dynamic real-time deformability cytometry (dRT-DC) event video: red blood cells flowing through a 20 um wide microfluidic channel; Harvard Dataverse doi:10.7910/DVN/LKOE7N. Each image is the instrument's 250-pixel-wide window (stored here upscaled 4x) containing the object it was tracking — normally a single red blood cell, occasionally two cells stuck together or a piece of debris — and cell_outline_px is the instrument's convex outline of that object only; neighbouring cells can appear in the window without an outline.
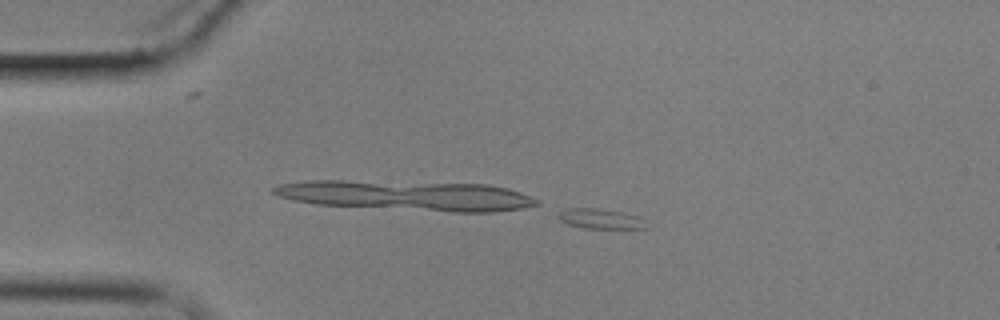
{"species": "common noctule bat (a hibernating species)", "species_latin": "Nyctalus noctula", "temperature_condition": "cold", "stored_images_in_passage": 15, "camera_frame_rate_fps": 3000, "um_per_image_px": 0.085, "animal": {"sex": "male", "body_mass_g": 17.9}, "frame": {"image": 1, "passage_image": 3, "time_ms": 3.333, "image_size_px": [1000, 320], "cell_outline_px": [[648, 228], [584, 228], [568, 224], [560, 220], [560, 212], [564, 208], [596, 208], [620, 212], [640, 216]], "centroid_in_image_um": [51.04, 18.59], "position_along_channel_um": 34.0, "area_um2": 10.06}}
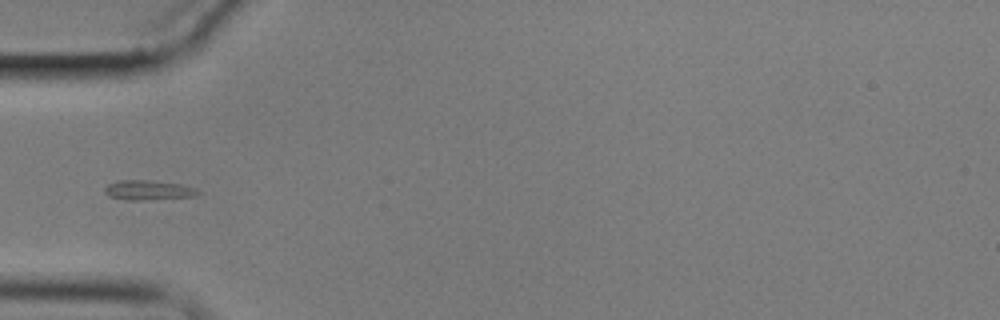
{"frame": {"image": 2, "passage_image": 5, "time_ms": 5.667, "image_size_px": [1000, 320], "cell_outline_px": [[200, 192], [196, 196], [144, 200], [128, 200], [108, 196], [104, 192], [104, 188], [108, 184], [120, 180], [148, 180], [180, 184], [196, 188]], "centroid_in_image_um": [12.59, 16.16], "position_along_channel_um": 72.4, "area_um2": 10.69}}
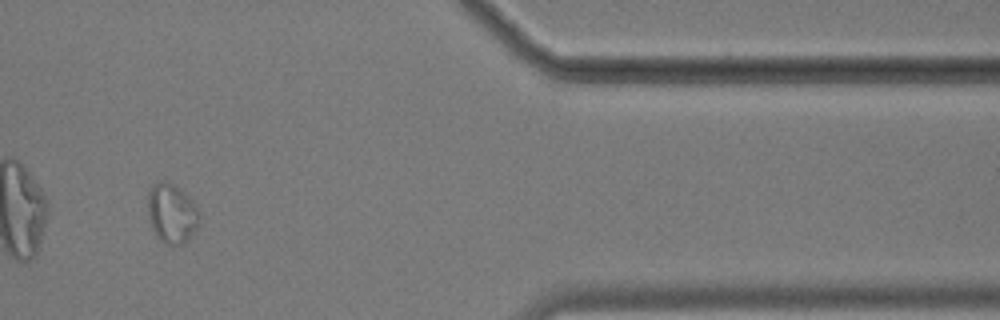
{"frame": {"image": 3, "passage_image": 13, "time_ms": 16.0, "image_size_px": [1000, 320], "cell_outline_px": [[200, 216], [196, 228], [180, 244], [172, 248], [160, 240], [156, 236], [152, 228], [148, 216], [148, 192], [152, 184], [160, 180], [172, 184], [180, 188], [192, 200], [200, 212]], "centroid_in_image_um": [14.57, 18.13], "position_along_channel_um": 396.8, "area_um2": 17.86}}